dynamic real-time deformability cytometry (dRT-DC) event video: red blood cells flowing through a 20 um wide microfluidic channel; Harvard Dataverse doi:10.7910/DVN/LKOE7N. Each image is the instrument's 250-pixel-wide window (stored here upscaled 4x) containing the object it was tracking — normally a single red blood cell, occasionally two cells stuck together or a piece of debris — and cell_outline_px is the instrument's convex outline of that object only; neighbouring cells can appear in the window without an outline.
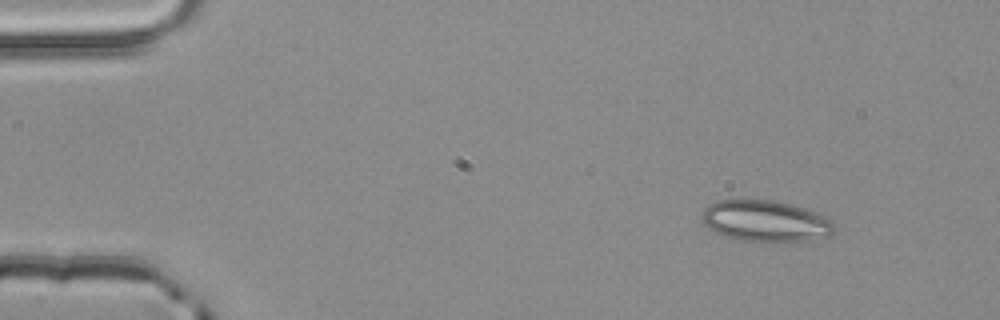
{"species": "common noctule bat (a hibernating species)", "species_latin": "Nyctalus noctula", "temperature_condition": "room temperature", "stored_images_in_passage": 3, "camera_frame_rate_fps": 3000, "um_per_image_px": 0.085, "animal": {"sex": "male", "body_mass_g": 20.4}, "frame": {"image": 1, "passage_image": 1, "time_ms": 0.0, "image_size_px": [1000, 320], "cell_outline_px": [[832, 232], [828, 236], [812, 240], [744, 240], [728, 236], [708, 228], [704, 224], [704, 208], [708, 204], [720, 200], [772, 200], [792, 204], [832, 220]], "centroid_in_image_um": [65.05, 18.76], "position_along_channel_um": 20.0, "area_um2": 30.69}}